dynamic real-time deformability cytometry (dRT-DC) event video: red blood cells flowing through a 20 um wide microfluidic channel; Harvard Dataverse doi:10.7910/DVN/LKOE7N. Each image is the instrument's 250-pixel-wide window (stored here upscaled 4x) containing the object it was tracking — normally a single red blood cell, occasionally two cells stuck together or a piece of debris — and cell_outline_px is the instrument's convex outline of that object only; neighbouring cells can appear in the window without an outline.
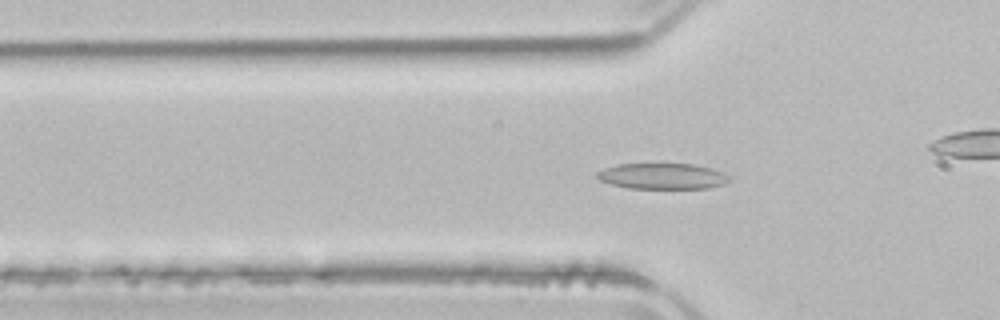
{"species": "common noctule bat (a hibernating species)", "species_latin": "Nyctalus noctula", "temperature_condition": "room temperature", "stored_images_in_passage": 53, "camera_frame_rate_fps": 3000, "um_per_image_px": 0.085, "animal": {"sex": "male", "body_mass_g": 21.5, "forearm_length_mm": 52.0}, "frame": {"image": 1, "passage_image": 17, "time_ms": 5.333, "image_size_px": [1000, 320], "cell_outline_px": [[732, 180], [724, 184], [708, 188], [628, 188], [612, 184], [600, 180], [596, 176], [596, 172], [604, 168], [616, 164], [692, 164], [712, 168], [728, 176]], "centroid_in_image_um": [56.29, 14.97], "position_along_channel_um": 69.5, "area_um2": 19.83}}
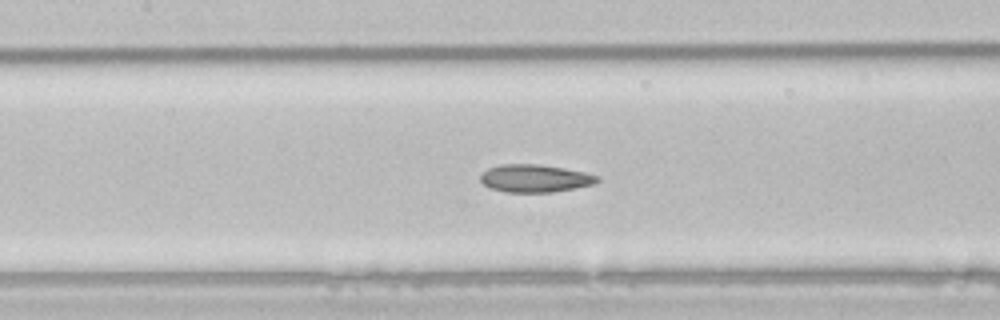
{"frame": {"image": 2, "passage_image": 24, "time_ms": 7.667, "image_size_px": [1000, 320], "cell_outline_px": [[600, 180], [596, 184], [552, 192], [504, 192], [492, 188], [484, 184], [480, 180], [480, 176], [488, 168], [500, 164], [536, 164], [564, 168], [584, 172], [600, 176]], "centroid_in_image_um": [45.5, 15.16], "position_along_channel_um": 161.9, "area_um2": 18.84}}
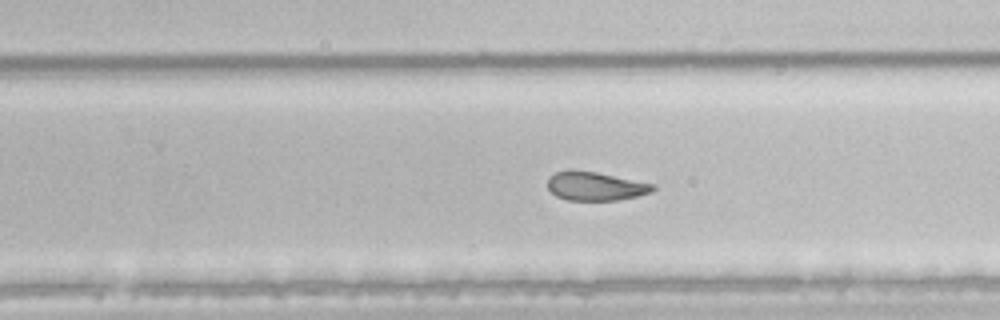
{"frame": {"image": 3, "passage_image": 33, "time_ms": 10.667, "image_size_px": [1000, 320], "cell_outline_px": [[656, 188], [652, 192], [636, 196], [616, 200], [568, 200], [556, 196], [548, 188], [548, 176], [556, 172], [568, 168], [572, 168], [596, 172], [656, 184]], "centroid_in_image_um": [50.59, 15.8], "position_along_channel_um": 279.2, "area_um2": 17.86}, "authors_computed_cell_mechanics": {"area_um2": 21.0392, "velocity_mm_per_s": 3.9304, "shape_relaxation_time_tau1_ms": null, "shape_relaxation_time_tau2_ms": 1.798, "deformation_change_tau1": null, "deformation_change_tau2": 0.0818}}